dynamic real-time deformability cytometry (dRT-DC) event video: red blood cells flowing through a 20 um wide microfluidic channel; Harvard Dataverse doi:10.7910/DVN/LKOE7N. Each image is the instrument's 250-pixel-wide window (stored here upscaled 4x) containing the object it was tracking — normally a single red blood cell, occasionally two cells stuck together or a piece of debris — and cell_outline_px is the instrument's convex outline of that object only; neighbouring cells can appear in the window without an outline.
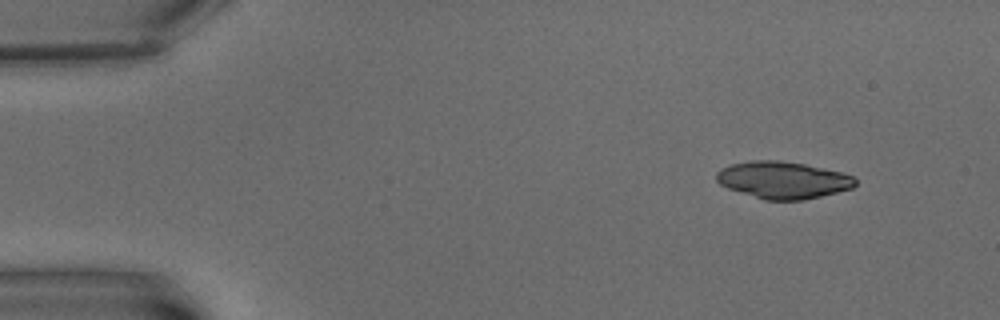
{"species": "common noctule bat (a hibernating species)", "species_latin": "Nyctalus noctula", "temperature_condition": "warm", "stored_images_in_passage": 6, "segment_of_instrument_passage": [2, 2], "camera_frame_rate_fps": 3000, "um_per_image_px": 0.085, "animal": {"sex": "male", "body_mass_g": 15.6}, "frame": {"image": 1, "passage_image": 6, "time_ms": 7.0, "image_size_px": [1000, 320], "cell_outline_px": [[856, 184], [852, 188], [804, 200], [764, 200], [728, 188], [720, 184], [716, 180], [716, 172], [720, 168], [732, 164], [752, 160], [776, 160], [804, 164], [840, 172], [852, 176], [856, 180]], "centroid_in_image_um": [66.52, 15.3], "position_along_channel_um": 18.5, "area_um2": 29.77}}